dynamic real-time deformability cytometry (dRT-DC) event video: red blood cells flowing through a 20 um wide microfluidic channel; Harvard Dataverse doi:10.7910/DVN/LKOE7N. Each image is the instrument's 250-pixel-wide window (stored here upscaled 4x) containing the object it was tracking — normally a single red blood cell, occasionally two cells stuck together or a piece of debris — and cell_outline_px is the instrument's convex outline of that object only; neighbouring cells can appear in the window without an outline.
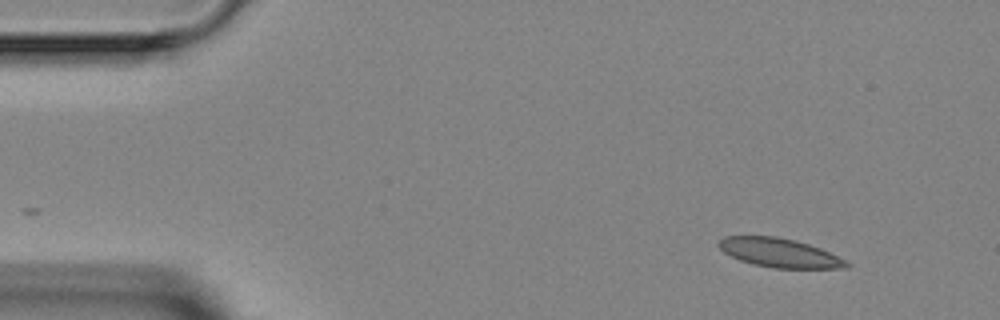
{"species": "Egyptian fruit bat (a non-hibernating species)", "species_latin": "Rousettus aegyptiacus", "temperature_condition": "room temperature", "stored_images_in_passage": 3, "camera_frame_rate_fps": 3000, "um_per_image_px": 0.085, "animal": {"sex": "female"}, "frame": {"image": 1, "passage_image": 1, "time_ms": 0.0, "image_size_px": [1000, 320], "cell_outline_px": [[852, 264], [848, 268], [776, 268], [752, 264], [740, 260], [724, 252], [716, 244], [724, 236], [776, 236], [796, 240], [820, 248]], "centroid_in_image_um": [66.24, 21.48], "position_along_channel_um": 18.8, "area_um2": 21.44}}